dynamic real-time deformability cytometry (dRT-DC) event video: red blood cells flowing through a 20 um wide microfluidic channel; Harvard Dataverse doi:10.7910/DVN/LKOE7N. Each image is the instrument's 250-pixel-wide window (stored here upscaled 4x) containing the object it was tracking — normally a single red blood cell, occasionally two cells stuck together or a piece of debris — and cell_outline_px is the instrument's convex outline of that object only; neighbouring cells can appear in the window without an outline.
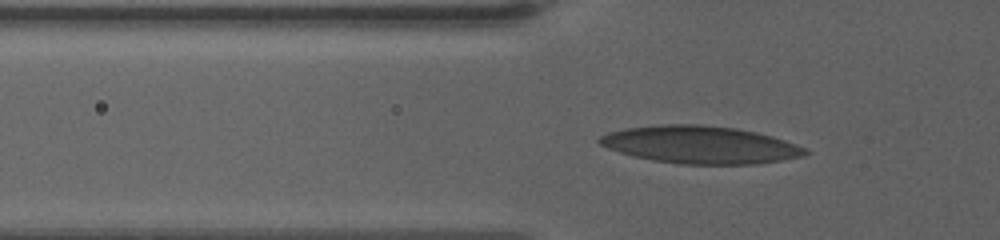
{"species": "human", "species_latin": "Homo sapiens", "temperature_condition": "warm", "stored_images_in_passage": 51, "camera_frame_rate_fps": 3000, "um_per_image_px": 0.085, "donor": {"sex": "female"}, "frame": {"image": 1, "passage_image": 12, "time_ms": 3.667, "image_size_px": [1000, 240], "cell_outline_px": [[812, 152], [804, 156], [756, 164], [680, 164], [632, 156], [608, 148], [600, 144], [596, 140], [600, 136], [608, 132], [628, 128], [660, 124], [700, 124], [736, 128], [756, 132], [772, 136], [808, 148]], "centroid_in_image_um": [59.55, 12.3], "position_along_channel_um": 66.2, "area_um2": 45.03}}
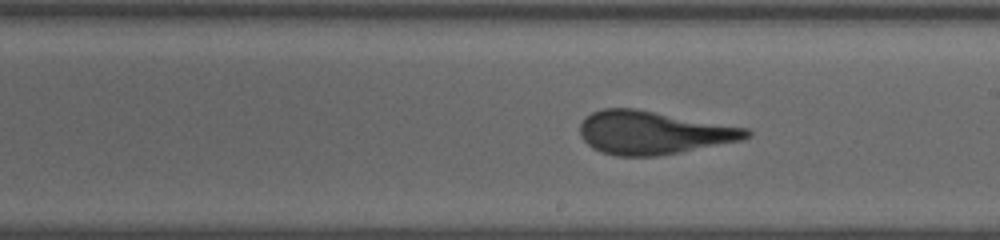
{"frame": {"image": 2, "passage_image": 27, "time_ms": 8.667, "image_size_px": [1000, 240], "cell_outline_px": [[752, 136], [744, 140], [680, 152], [656, 156], [616, 156], [600, 152], [592, 148], [580, 136], [580, 124], [592, 112], [600, 108], [636, 108], [748, 128], [752, 132]], "centroid_in_image_um": [55.54, 11.27], "position_along_channel_um": 233.5, "area_um2": 42.14}}
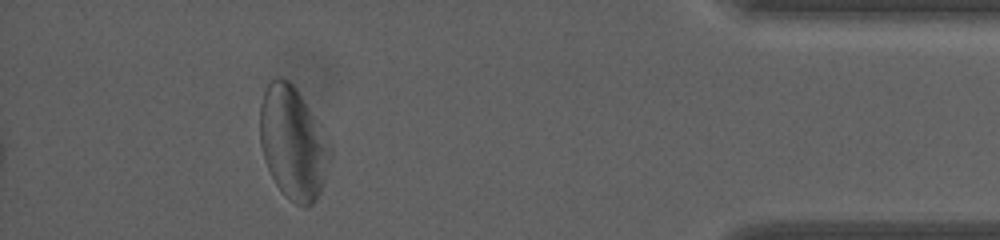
{"frame": {"image": 3, "passage_image": 46, "time_ms": 15.0, "image_size_px": [1000, 240], "cell_outline_px": [[332, 156], [320, 192], [316, 200], [312, 204], [304, 208], [296, 204], [276, 184], [264, 160], [260, 144], [260, 104], [264, 92], [268, 84], [272, 80], [280, 76], [288, 80], [296, 88], [320, 124], [332, 144]], "centroid_in_image_um": [24.93, 12.14], "position_along_channel_um": 410.3, "area_um2": 46.12}, "authors_computed_cell_mechanics": {"area_um2": 43.1766, "velocity_mm_per_s": 3.45, "shape_relaxation_time_tau1_ms": 7.4687, "shape_relaxation_time_tau2_ms": 1.0294, "deformation_change_tau1": 0.2194, "deformation_change_tau2": 0.1138}}